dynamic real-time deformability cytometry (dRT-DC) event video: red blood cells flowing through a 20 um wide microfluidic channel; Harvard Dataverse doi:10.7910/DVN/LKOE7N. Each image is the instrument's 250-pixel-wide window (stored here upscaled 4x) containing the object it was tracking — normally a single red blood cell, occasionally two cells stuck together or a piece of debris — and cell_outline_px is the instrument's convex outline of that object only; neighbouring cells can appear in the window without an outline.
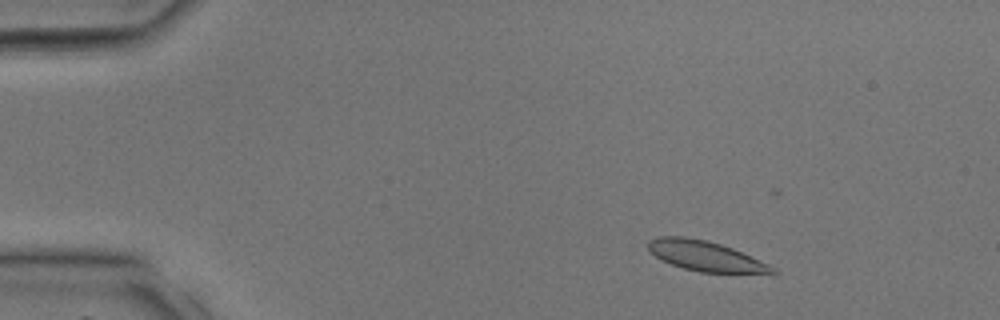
{"species": "common noctule bat (a hibernating species)", "species_latin": "Nyctalus noctula", "temperature_condition": "room temperature", "stored_images_in_passage": 9, "camera_frame_rate_fps": 3000, "um_per_image_px": 0.085, "animal": {"sex": "male", "body_mass_g": 17.9, "forearm_length_mm": 54.2}, "frame": {"image": 1, "passage_image": 4, "time_ms": 1.0, "image_size_px": [1000, 320], "cell_outline_px": [[780, 272], [700, 272], [684, 268], [672, 264], [656, 256], [648, 248], [648, 240], [656, 236], [684, 236], [708, 240], [732, 248], [768, 264], [776, 268]], "centroid_in_image_um": [59.91, 21.73], "position_along_channel_um": 25.1, "area_um2": 21.27}}